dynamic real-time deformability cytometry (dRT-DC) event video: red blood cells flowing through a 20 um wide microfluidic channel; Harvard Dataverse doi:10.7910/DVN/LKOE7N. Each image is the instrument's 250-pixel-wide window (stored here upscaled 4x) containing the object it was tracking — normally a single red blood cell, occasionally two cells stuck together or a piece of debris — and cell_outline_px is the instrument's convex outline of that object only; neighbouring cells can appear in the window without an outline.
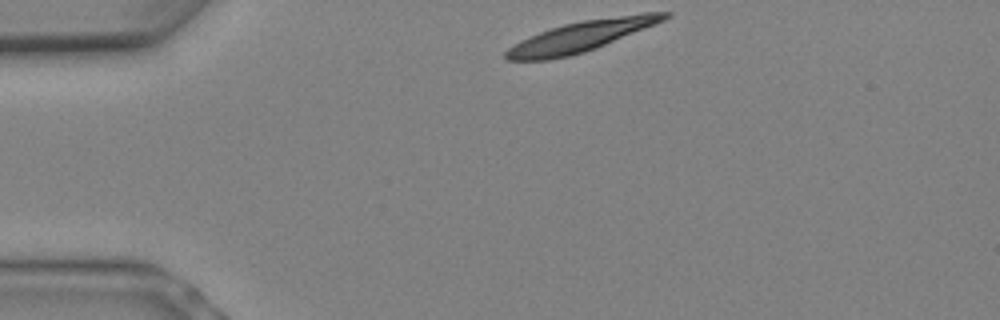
{"species": "Egyptian fruit bat (a non-hibernating species)", "species_latin": "Rousettus aegyptiacus", "temperature_condition": "warm", "stored_images_in_passage": 3, "camera_frame_rate_fps": 3000, "um_per_image_px": 0.085, "animal": {"sex": "female"}, "frame": {"image": 1, "passage_image": 1, "time_ms": 0.0, "image_size_px": [1000, 320], "cell_outline_px": [[672, 16], [656, 24], [596, 48], [584, 52], [568, 56], [548, 60], [508, 60], [504, 56], [504, 52], [508, 48], [520, 40], [540, 32], [564, 24], [584, 20], [644, 12], [672, 12]], "centroid_in_image_um": [49.41, 3.08], "position_along_channel_um": 35.6, "area_um2": 28.03}}